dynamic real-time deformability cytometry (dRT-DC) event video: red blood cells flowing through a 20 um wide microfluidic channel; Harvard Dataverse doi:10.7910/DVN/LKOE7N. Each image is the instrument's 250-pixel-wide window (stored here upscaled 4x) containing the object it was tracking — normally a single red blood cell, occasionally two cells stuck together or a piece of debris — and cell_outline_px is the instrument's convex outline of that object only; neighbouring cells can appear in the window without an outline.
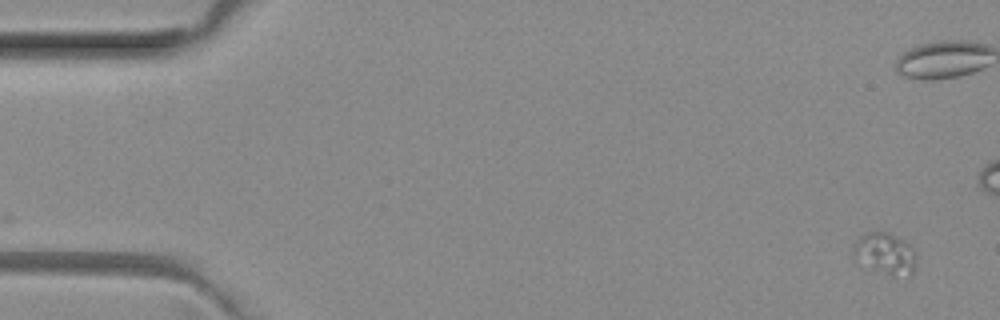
{"species": "common noctule bat (a hibernating species)", "species_latin": "Nyctalus noctula", "temperature_condition": "room temperature", "stored_images_in_passage": 5, "camera_frame_rate_fps": 3000, "um_per_image_px": 0.085, "animal": {"sex": "female", "body_mass_g": 29.2, "forearm_length_mm": 56.3}, "frame": {"image": 1, "passage_image": 5, "time_ms": 1.333, "image_size_px": [1000, 320], "cell_outline_px": [[916, 268], [912, 276], [892, 276], [872, 268], [852, 252], [852, 244], [860, 236], [868, 232], [888, 232], [904, 240], [912, 248], [916, 260]], "centroid_in_image_um": [75.29, 21.55], "position_along_channel_um": 9.7, "area_um2": 14.97}}